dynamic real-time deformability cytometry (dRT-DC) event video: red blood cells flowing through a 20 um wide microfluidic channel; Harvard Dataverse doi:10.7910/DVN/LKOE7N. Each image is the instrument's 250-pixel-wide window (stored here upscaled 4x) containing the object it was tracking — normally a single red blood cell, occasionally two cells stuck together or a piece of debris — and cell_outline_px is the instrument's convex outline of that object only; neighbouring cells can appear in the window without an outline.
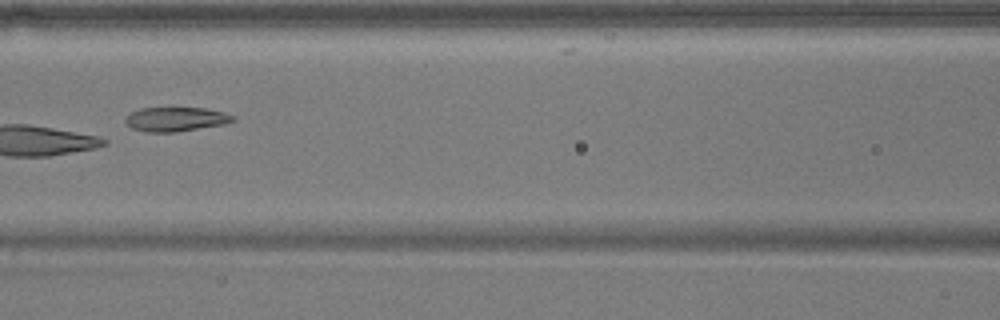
{"species": "common noctule bat (a hibernating species)", "species_latin": "Nyctalus noctula", "temperature_condition": "warm", "stored_images_in_passage": 6, "camera_frame_rate_fps": 3000, "um_per_image_px": 0.085, "animal": {"sex": "male", "body_mass_g": 17.9}, "frame": {"image": 1, "passage_image": 5, "time_ms": 4.667, "image_size_px": [1000, 320], "cell_outline_px": [[236, 120], [224, 124], [176, 132], [148, 132], [132, 128], [124, 120], [124, 116], [140, 108], [204, 108], [224, 112], [236, 116]], "centroid_in_image_um": [14.95, 10.13], "position_along_channel_um": 151.6, "area_um2": 15.2}}
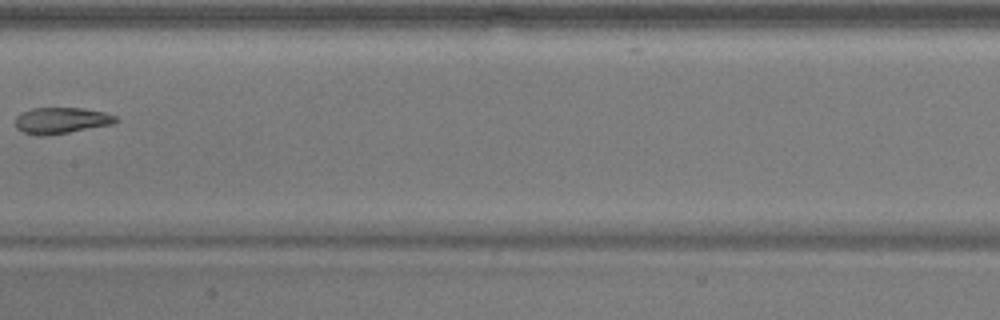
{"frame": {"image": 2, "passage_image": 6, "time_ms": 6.0, "image_size_px": [1000, 320], "cell_outline_px": [[120, 120], [112, 124], [68, 132], [44, 136], [40, 136], [24, 132], [16, 128], [16, 116], [20, 112], [32, 108], [84, 108], [104, 112], [116, 116]], "centroid_in_image_um": [5.2, 10.23], "position_along_channel_um": 202.2, "area_um2": 15.32}}